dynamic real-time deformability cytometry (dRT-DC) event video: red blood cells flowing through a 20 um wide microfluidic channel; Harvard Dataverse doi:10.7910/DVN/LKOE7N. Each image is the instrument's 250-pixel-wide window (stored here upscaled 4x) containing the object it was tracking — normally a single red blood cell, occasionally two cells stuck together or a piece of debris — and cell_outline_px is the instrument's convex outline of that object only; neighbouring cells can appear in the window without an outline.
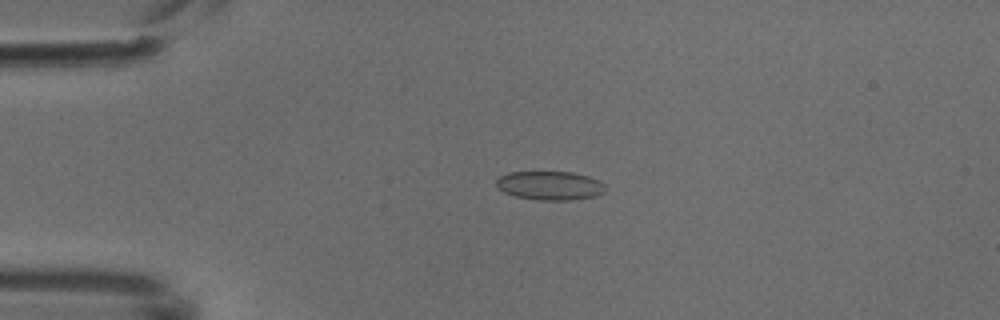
{"species": "common noctule bat (a hibernating species)", "species_latin": "Nyctalus noctula", "temperature_condition": "cold", "stored_images_in_passage": 5, "camera_frame_rate_fps": 3000, "um_per_image_px": 0.085, "animal": {"sex": "male", "body_mass_g": 18.8}, "frame": {"image": 1, "passage_image": 1, "time_ms": 0.0, "image_size_px": [1000, 320], "cell_outline_px": [[604, 192], [596, 196], [572, 200], [540, 200], [516, 196], [504, 192], [496, 188], [496, 180], [500, 176], [508, 172], [572, 172], [588, 176], [604, 184]], "centroid_in_image_um": [46.71, 15.77], "position_along_channel_um": 38.3, "area_um2": 18.26}}
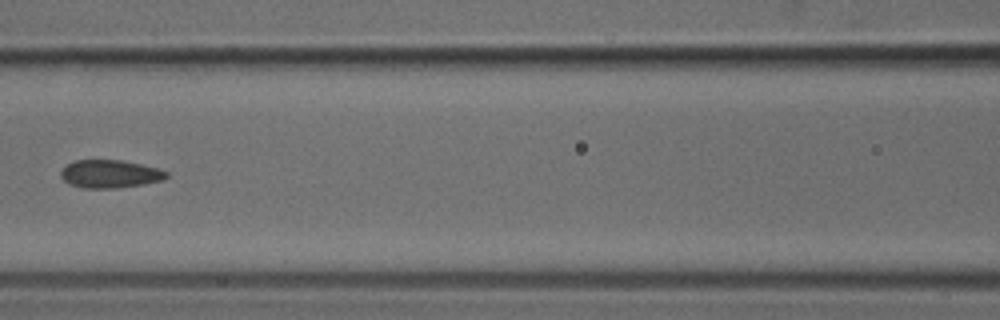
{"frame": {"image": 2, "passage_image": 4, "time_ms": 1.0, "image_size_px": [1000, 320], "cell_outline_px": [[168, 176], [164, 180], [144, 184], [116, 188], [84, 188], [68, 184], [60, 176], [60, 172], [68, 164], [76, 160], [120, 160], [140, 164], [156, 168], [168, 172]], "centroid_in_image_um": [9.35, 14.79], "position_along_channel_um": 157.3, "area_um2": 17.17}}
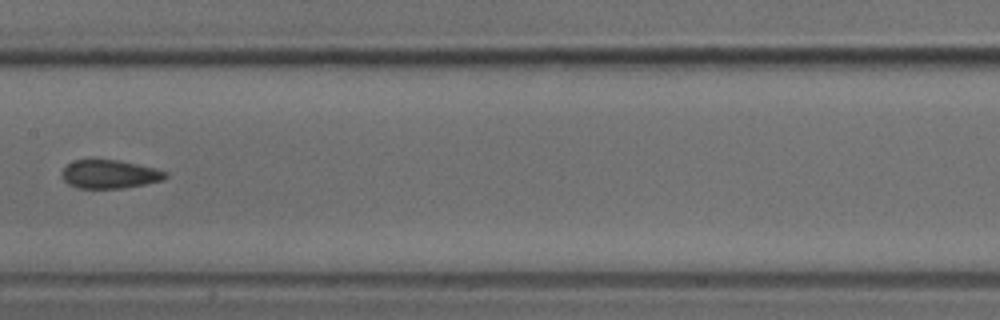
{"frame": {"image": 3, "passage_image": 5, "time_ms": 1.333, "image_size_px": [1000, 320], "cell_outline_px": [[168, 176], [164, 180], [144, 184], [120, 188], [76, 188], [68, 184], [64, 180], [64, 168], [68, 164], [76, 160], [120, 160], [168, 172]], "centroid_in_image_um": [9.34, 14.81], "position_along_channel_um": 198.1, "area_um2": 16.88}}